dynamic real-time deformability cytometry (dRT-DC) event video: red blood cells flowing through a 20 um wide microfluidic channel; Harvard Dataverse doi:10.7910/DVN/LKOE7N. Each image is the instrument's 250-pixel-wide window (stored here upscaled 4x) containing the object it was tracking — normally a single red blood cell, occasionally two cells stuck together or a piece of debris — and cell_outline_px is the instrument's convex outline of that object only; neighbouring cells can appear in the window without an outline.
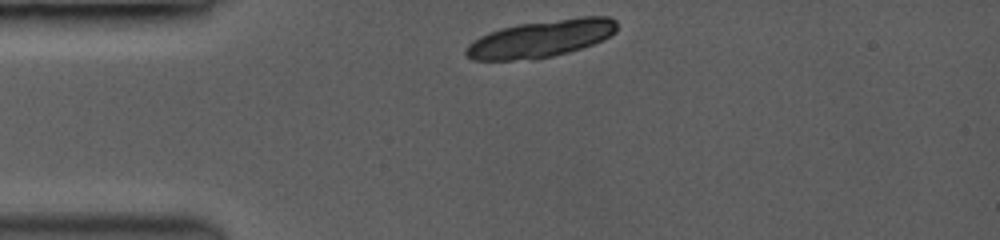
{"species": "common noctule bat (a hibernating species)", "species_latin": "Nyctalus noctula", "temperature_condition": "room temperature", "stored_images_in_passage": 39, "camera_frame_rate_fps": 3500, "um_per_image_px": 0.085, "animal": {"sex": "female", "body_mass_g": 19.0, "forearm_length_mm": 53.3}, "frame": {"image": 1, "passage_image": 1, "time_ms": 0.0, "image_size_px": [1000, 240], "cell_outline_px": [[616, 32], [592, 44], [568, 52], [552, 56], [512, 60], [472, 60], [464, 52], [468, 44], [480, 36], [488, 32], [500, 28], [516, 24], [580, 16], [608, 16], [616, 20]], "centroid_in_image_um": [45.96, 3.26], "position_along_channel_um": 39.0, "area_um2": 32.54}}